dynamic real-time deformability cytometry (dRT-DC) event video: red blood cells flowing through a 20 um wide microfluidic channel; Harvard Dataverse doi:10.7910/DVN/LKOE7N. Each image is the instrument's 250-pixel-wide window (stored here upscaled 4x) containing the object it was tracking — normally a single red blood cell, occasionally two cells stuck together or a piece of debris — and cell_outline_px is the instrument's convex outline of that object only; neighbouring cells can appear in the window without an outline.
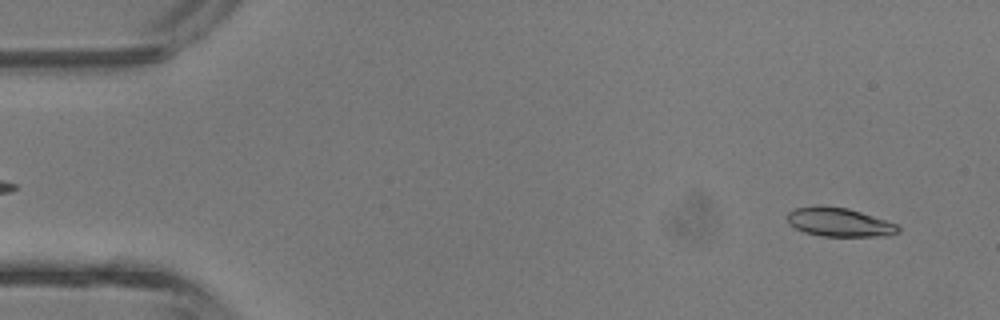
{"species": "common noctule bat (a hibernating species)", "species_latin": "Nyctalus noctula", "temperature_condition": "room temperature", "stored_images_in_passage": 40, "camera_frame_rate_fps": 3000, "um_per_image_px": 0.085, "animal": {"sex": "male", "body_mass_g": 13.3}, "frame": {"image": 1, "passage_image": 2, "time_ms": 0.333, "image_size_px": [1000, 320], "cell_outline_px": [[900, 232], [892, 236], [820, 236], [804, 232], [788, 224], [784, 216], [788, 212], [796, 208], [820, 204], [848, 208], [896, 224], [900, 228]], "centroid_in_image_um": [71.28, 18.88], "position_along_channel_um": 13.7, "area_um2": 18.9}}
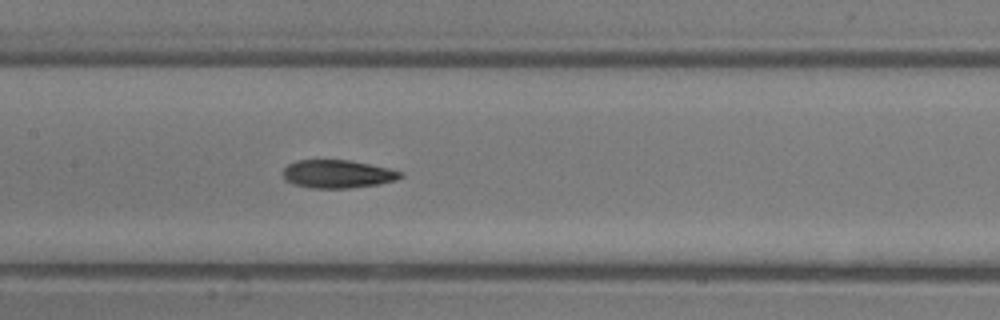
{"frame": {"image": 2, "passage_image": 19, "time_ms": 6.0, "image_size_px": [1000, 320], "cell_outline_px": [[404, 176], [396, 180], [380, 184], [348, 188], [308, 188], [292, 184], [284, 180], [284, 168], [288, 164], [296, 160], [352, 160], [388, 168], [404, 172]], "centroid_in_image_um": [28.7, 14.79], "position_along_channel_um": 178.7, "area_um2": 19.48}}
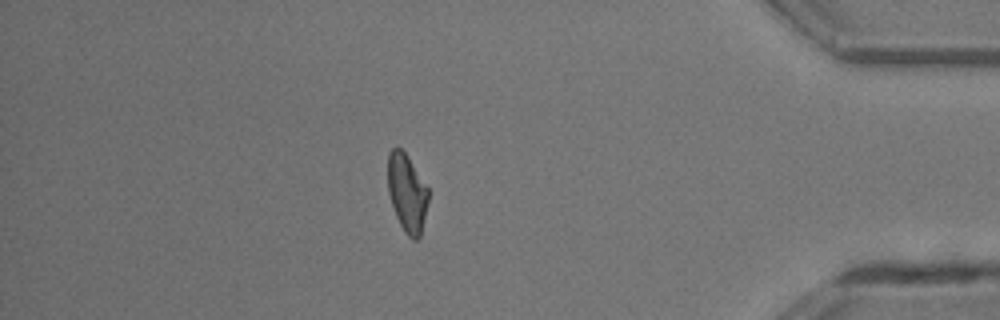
{"frame": {"image": 3, "passage_image": 35, "time_ms": 11.333, "image_size_px": [1000, 320], "cell_outline_px": [[428, 200], [420, 236], [416, 240], [412, 240], [404, 232], [396, 216], [388, 192], [388, 152], [392, 148], [400, 148], [404, 152], [428, 188]], "centroid_in_image_um": [34.58, 16.41], "position_along_channel_um": 400.6, "area_um2": 18.09}, "authors_computed_cell_mechanics": {"area_um2": 19.3052, "velocity_mm_per_s": 4.9644, "shape_relaxation_time_tau1_ms": 3.4505, "shape_relaxation_time_tau2_ms": 3.427, "deformation_change_tau1": 0.1645, "deformation_change_tau2": 0.116}}